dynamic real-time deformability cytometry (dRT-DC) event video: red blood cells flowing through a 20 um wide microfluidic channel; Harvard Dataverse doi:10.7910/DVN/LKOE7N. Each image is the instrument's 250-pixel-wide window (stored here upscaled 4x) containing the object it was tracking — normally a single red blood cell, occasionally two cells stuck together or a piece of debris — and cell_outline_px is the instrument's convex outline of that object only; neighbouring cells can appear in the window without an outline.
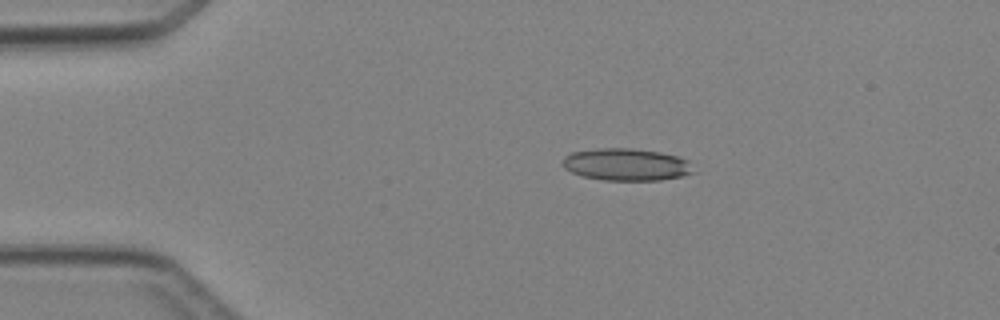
{"species": "Egyptian fruit bat (a non-hibernating species)", "species_latin": "Rousettus aegyptiacus", "temperature_condition": "cold", "stored_images_in_passage": 2, "camera_frame_rate_fps": 3000, "um_per_image_px": 0.085, "animal": {"sex": "female"}, "frame": {"image": 1, "passage_image": 1, "time_ms": 0.0, "image_size_px": [1000, 320], "cell_outline_px": [[696, 172], [684, 176], [660, 180], [604, 180], [584, 176], [572, 172], [564, 168], [560, 164], [564, 156], [572, 152], [596, 148], [632, 148], [660, 152], [676, 156], [688, 160]], "centroid_in_image_um": [53.24, 13.98], "position_along_channel_um": 31.8, "area_um2": 24.74}}
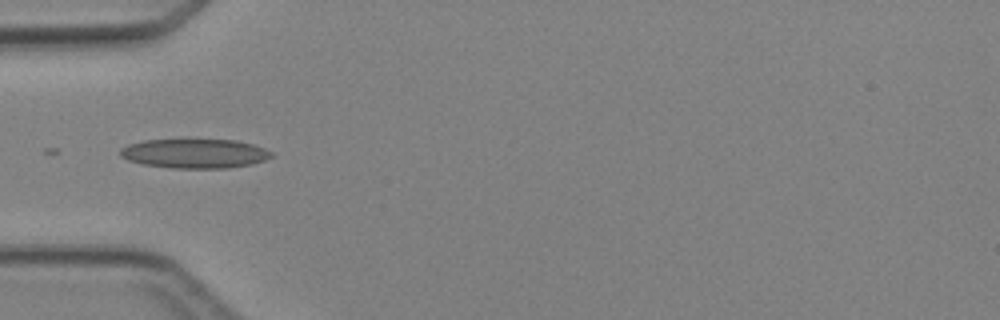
{"frame": {"image": 2, "passage_image": 2, "time_ms": 2.0, "image_size_px": [1000, 320], "cell_outline_px": [[272, 156], [264, 160], [252, 164], [228, 168], [172, 168], [144, 164], [128, 160], [120, 156], [120, 148], [128, 144], [144, 140], [236, 140], [252, 144], [264, 148], [272, 152]], "centroid_in_image_um": [16.54, 13.05], "position_along_channel_um": 68.5, "area_um2": 25.72}}